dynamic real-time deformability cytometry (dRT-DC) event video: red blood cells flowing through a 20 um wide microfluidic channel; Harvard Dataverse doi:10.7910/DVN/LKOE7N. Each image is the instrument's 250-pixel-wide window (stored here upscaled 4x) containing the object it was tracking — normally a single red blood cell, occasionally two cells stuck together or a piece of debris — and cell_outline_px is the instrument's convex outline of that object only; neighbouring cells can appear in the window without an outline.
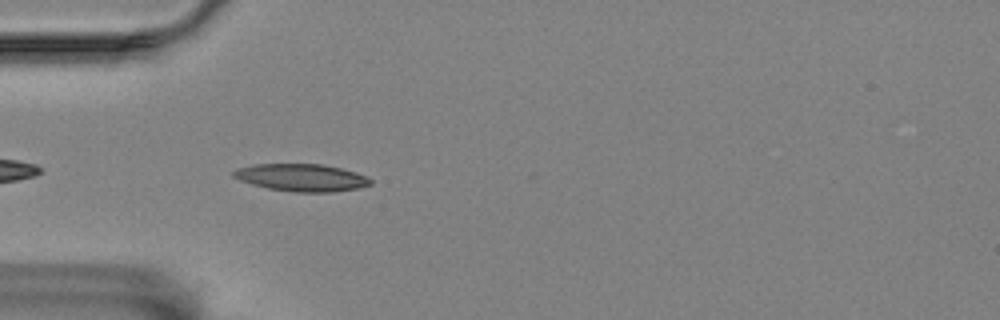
{"species": "Egyptian fruit bat (a non-hibernating species)", "species_latin": "Rousettus aegyptiacus", "temperature_condition": "room temperature", "stored_images_in_passage": 21, "camera_frame_rate_fps": 3000, "um_per_image_px": 0.085, "animal": {"sex": "female"}, "frame": {"image": 1, "passage_image": 3, "time_ms": 0.667, "image_size_px": [1000, 320], "cell_outline_px": [[372, 184], [360, 188], [332, 192], [292, 192], [268, 188], [252, 184], [240, 180], [232, 176], [232, 172], [236, 168], [252, 164], [320, 164], [340, 168], [356, 172], [368, 176], [372, 180]], "centroid_in_image_um": [25.64, 15.09], "position_along_channel_um": 59.4, "area_um2": 22.02}}
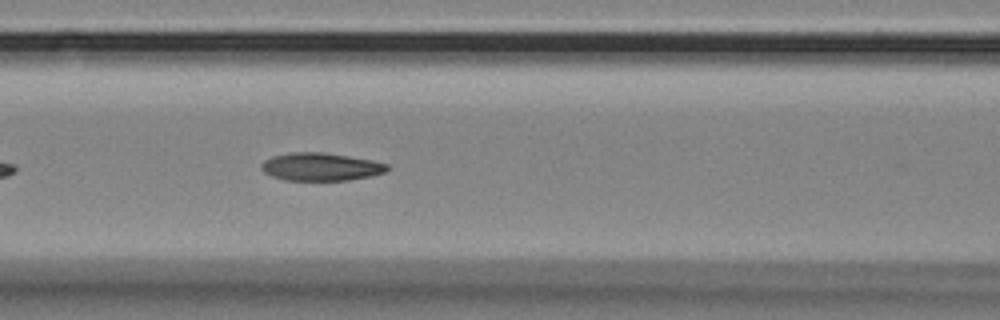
{"frame": {"image": 2, "passage_image": 10, "time_ms": 3.0, "image_size_px": [1000, 320], "cell_outline_px": [[388, 168], [384, 172], [368, 176], [348, 180], [284, 180], [272, 176], [264, 172], [260, 168], [260, 164], [264, 160], [272, 156], [288, 152], [320, 152], [348, 156], [372, 160], [388, 164]], "centroid_in_image_um": [27.2, 14.17], "position_along_channel_um": 139.4, "area_um2": 20.35}}
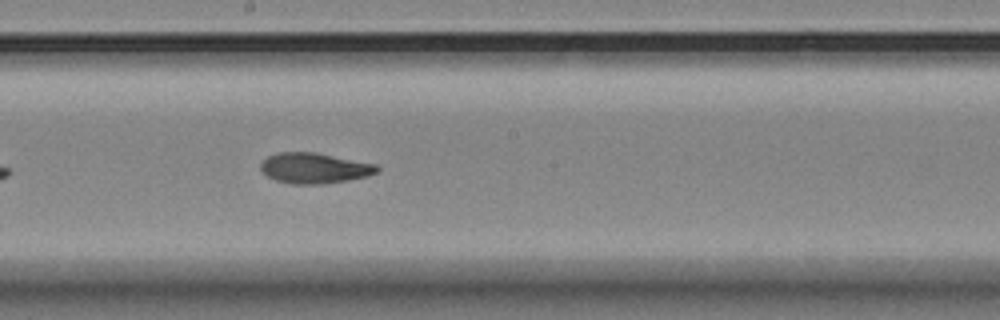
{"frame": {"image": 3, "passage_image": 17, "time_ms": 5.333, "image_size_px": [1000, 320], "cell_outline_px": [[380, 168], [376, 172], [368, 176], [348, 180], [324, 184], [292, 184], [276, 180], [268, 176], [260, 168], [260, 164], [268, 156], [280, 152], [316, 152], [376, 164]], "centroid_in_image_um": [26.74, 14.29], "position_along_channel_um": 221.5, "area_um2": 20.63}}